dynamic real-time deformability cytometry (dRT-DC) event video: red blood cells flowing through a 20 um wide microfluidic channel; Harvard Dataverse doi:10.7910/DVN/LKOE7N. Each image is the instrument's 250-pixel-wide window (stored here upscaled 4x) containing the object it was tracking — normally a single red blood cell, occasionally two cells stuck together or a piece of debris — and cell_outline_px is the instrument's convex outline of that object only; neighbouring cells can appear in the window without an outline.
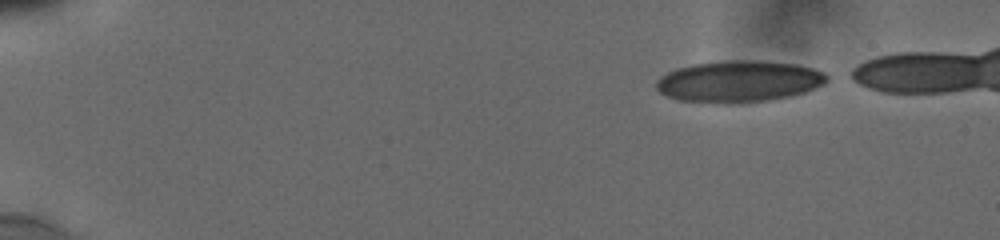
{"species": "human", "species_latin": "Homo sapiens", "temperature_condition": "cold", "stored_images_in_passage": 24, "camera_frame_rate_fps": 3000, "um_per_image_px": 0.085, "donor": {"sex": "male"}, "frame": {"image": 1, "passage_image": 1, "time_ms": 0.0, "image_size_px": [1000, 240], "cell_outline_px": [[828, 80], [824, 84], [804, 92], [788, 96], [764, 100], [680, 100], [668, 96], [660, 92], [656, 88], [656, 80], [660, 76], [676, 68], [696, 64], [724, 60], [760, 60], [796, 64], [812, 68], [824, 72], [828, 76]], "centroid_in_image_um": [62.83, 6.85], "position_along_channel_um": 22.2, "area_um2": 39.94}}
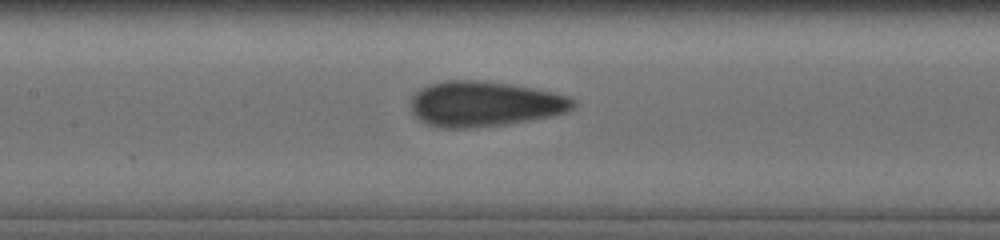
{"frame": {"image": 2, "passage_image": 20, "time_ms": 7.0, "image_size_px": [1000, 240], "cell_outline_px": [[576, 104], [568, 112], [528, 120], [504, 124], [464, 128], [444, 128], [428, 124], [420, 120], [412, 112], [412, 96], [420, 88], [428, 84], [444, 80], [480, 80], [508, 84], [568, 96], [576, 100]], "centroid_in_image_um": [41.14, 8.82], "position_along_channel_um": 166.3, "area_um2": 42.31}}
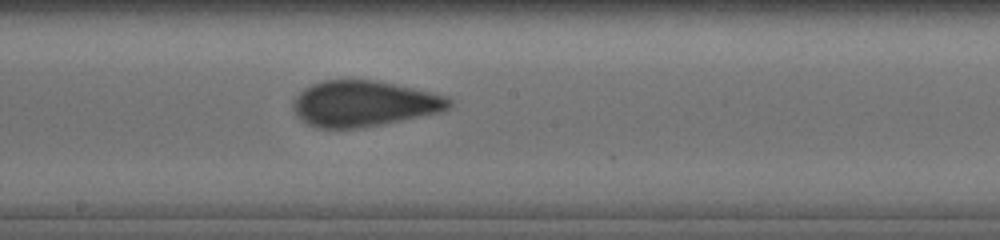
{"frame": {"image": 3, "passage_image": 24, "time_ms": 8.333, "image_size_px": [1000, 240], "cell_outline_px": [[452, 104], [448, 108], [440, 112], [380, 124], [356, 128], [316, 128], [300, 120], [296, 116], [292, 108], [292, 100], [304, 88], [312, 84], [324, 80], [372, 80], [412, 88], [444, 96], [452, 100]], "centroid_in_image_um": [30.85, 8.81], "position_along_channel_um": 217.4, "area_um2": 41.21}}